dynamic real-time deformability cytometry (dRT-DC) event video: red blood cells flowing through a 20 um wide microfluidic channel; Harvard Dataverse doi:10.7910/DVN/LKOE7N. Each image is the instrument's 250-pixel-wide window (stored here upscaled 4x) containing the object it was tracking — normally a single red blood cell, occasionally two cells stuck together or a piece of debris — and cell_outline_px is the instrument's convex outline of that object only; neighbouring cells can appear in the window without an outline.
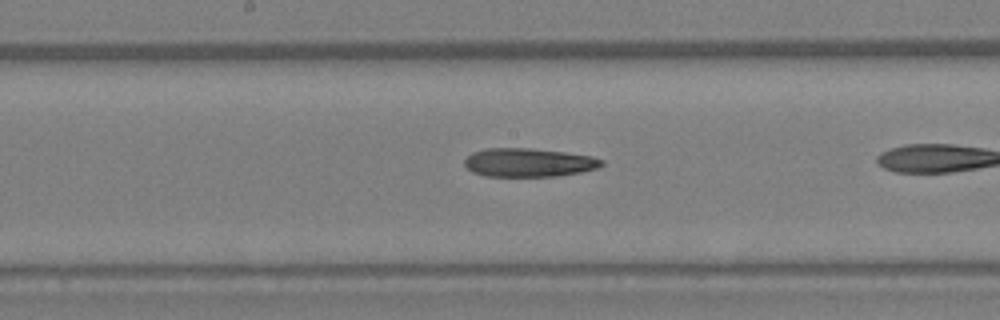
{"species": "Egyptian fruit bat (a non-hibernating species)", "species_latin": "Rousettus aegyptiacus", "temperature_condition": "warm", "stored_images_in_passage": 21, "camera_frame_rate_fps": 3000, "um_per_image_px": 0.085, "animal": {"sex": "female"}, "frame": {"image": 1, "passage_image": 18, "time_ms": 5.667, "image_size_px": [1000, 320], "cell_outline_px": [[604, 164], [596, 168], [580, 172], [560, 176], [484, 176], [472, 172], [464, 164], [464, 160], [472, 152], [488, 148], [528, 148], [564, 152], [592, 156], [604, 160]], "centroid_in_image_um": [44.93, 13.81], "position_along_channel_um": 203.3, "area_um2": 22.83}}